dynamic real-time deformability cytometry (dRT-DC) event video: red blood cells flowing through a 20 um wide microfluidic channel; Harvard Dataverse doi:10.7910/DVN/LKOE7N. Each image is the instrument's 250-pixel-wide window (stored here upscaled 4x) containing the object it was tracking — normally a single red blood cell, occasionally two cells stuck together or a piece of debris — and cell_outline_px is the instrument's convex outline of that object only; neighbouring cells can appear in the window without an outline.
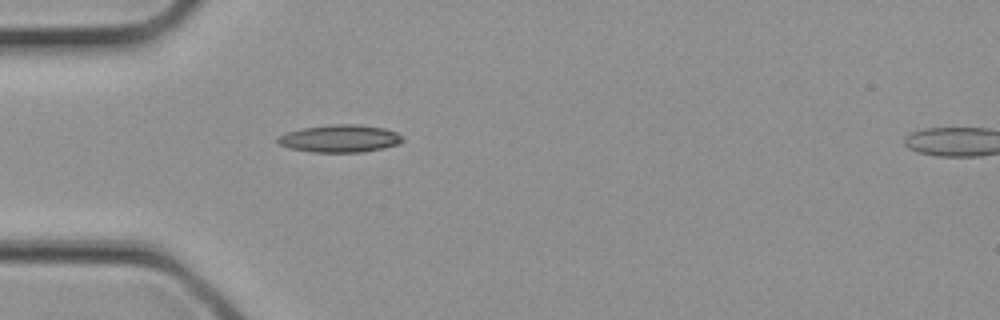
{"species": "common noctule bat (a hibernating species)", "species_latin": "Nyctalus noctula", "temperature_condition": "cold", "stored_images_in_passage": 2, "segment_of_instrument_passage": [1, 2], "camera_frame_rate_fps": 3000, "um_per_image_px": 0.085, "animal": {"sex": "female", "body_mass_g": 21.9}, "frame": {"image": 1, "passage_image": 1, "time_ms": 0.0, "image_size_px": [1000, 320], "cell_outline_px": [[404, 140], [400, 144], [384, 148], [360, 152], [312, 152], [288, 148], [280, 144], [276, 140], [276, 136], [288, 132], [304, 128], [328, 124], [360, 124], [384, 128], [396, 132], [404, 136]], "centroid_in_image_um": [28.91, 11.77], "position_along_channel_um": 56.1, "area_um2": 20.23}}